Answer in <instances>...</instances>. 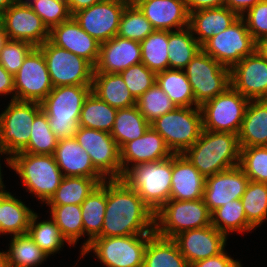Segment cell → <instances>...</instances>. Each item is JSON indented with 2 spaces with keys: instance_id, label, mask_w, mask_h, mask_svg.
I'll use <instances>...</instances> for the list:
<instances>
[{
  "instance_id": "cell-54",
  "label": "cell",
  "mask_w": 267,
  "mask_h": 267,
  "mask_svg": "<svg viewBox=\"0 0 267 267\" xmlns=\"http://www.w3.org/2000/svg\"><path fill=\"white\" fill-rule=\"evenodd\" d=\"M262 0H224V6L235 12L239 17Z\"/></svg>"
},
{
  "instance_id": "cell-16",
  "label": "cell",
  "mask_w": 267,
  "mask_h": 267,
  "mask_svg": "<svg viewBox=\"0 0 267 267\" xmlns=\"http://www.w3.org/2000/svg\"><path fill=\"white\" fill-rule=\"evenodd\" d=\"M8 40L25 41L39 47L49 39L50 30L25 0H17L2 14Z\"/></svg>"
},
{
  "instance_id": "cell-34",
  "label": "cell",
  "mask_w": 267,
  "mask_h": 267,
  "mask_svg": "<svg viewBox=\"0 0 267 267\" xmlns=\"http://www.w3.org/2000/svg\"><path fill=\"white\" fill-rule=\"evenodd\" d=\"M106 179L89 177H63L59 187L46 205H81V203Z\"/></svg>"
},
{
  "instance_id": "cell-36",
  "label": "cell",
  "mask_w": 267,
  "mask_h": 267,
  "mask_svg": "<svg viewBox=\"0 0 267 267\" xmlns=\"http://www.w3.org/2000/svg\"><path fill=\"white\" fill-rule=\"evenodd\" d=\"M157 85L177 107H195L194 93L183 70L167 69L156 74Z\"/></svg>"
},
{
  "instance_id": "cell-27",
  "label": "cell",
  "mask_w": 267,
  "mask_h": 267,
  "mask_svg": "<svg viewBox=\"0 0 267 267\" xmlns=\"http://www.w3.org/2000/svg\"><path fill=\"white\" fill-rule=\"evenodd\" d=\"M238 18L239 16L226 6L201 9L189 13L188 27L202 46L212 36L227 29Z\"/></svg>"
},
{
  "instance_id": "cell-25",
  "label": "cell",
  "mask_w": 267,
  "mask_h": 267,
  "mask_svg": "<svg viewBox=\"0 0 267 267\" xmlns=\"http://www.w3.org/2000/svg\"><path fill=\"white\" fill-rule=\"evenodd\" d=\"M205 179L183 154L172 155L170 199L178 201L202 199Z\"/></svg>"
},
{
  "instance_id": "cell-13",
  "label": "cell",
  "mask_w": 267,
  "mask_h": 267,
  "mask_svg": "<svg viewBox=\"0 0 267 267\" xmlns=\"http://www.w3.org/2000/svg\"><path fill=\"white\" fill-rule=\"evenodd\" d=\"M201 48L220 64L231 69L255 51V41L244 19L239 17L227 29L207 40Z\"/></svg>"
},
{
  "instance_id": "cell-59",
  "label": "cell",
  "mask_w": 267,
  "mask_h": 267,
  "mask_svg": "<svg viewBox=\"0 0 267 267\" xmlns=\"http://www.w3.org/2000/svg\"><path fill=\"white\" fill-rule=\"evenodd\" d=\"M8 41V36L5 32L4 27L2 26L0 28V51L3 48V46L5 45V43Z\"/></svg>"
},
{
  "instance_id": "cell-12",
  "label": "cell",
  "mask_w": 267,
  "mask_h": 267,
  "mask_svg": "<svg viewBox=\"0 0 267 267\" xmlns=\"http://www.w3.org/2000/svg\"><path fill=\"white\" fill-rule=\"evenodd\" d=\"M249 101L230 85L223 93L200 106L203 130L238 135Z\"/></svg>"
},
{
  "instance_id": "cell-15",
  "label": "cell",
  "mask_w": 267,
  "mask_h": 267,
  "mask_svg": "<svg viewBox=\"0 0 267 267\" xmlns=\"http://www.w3.org/2000/svg\"><path fill=\"white\" fill-rule=\"evenodd\" d=\"M15 100L41 103L53 89L43 53L35 47L14 75Z\"/></svg>"
},
{
  "instance_id": "cell-7",
  "label": "cell",
  "mask_w": 267,
  "mask_h": 267,
  "mask_svg": "<svg viewBox=\"0 0 267 267\" xmlns=\"http://www.w3.org/2000/svg\"><path fill=\"white\" fill-rule=\"evenodd\" d=\"M150 126L164 139L173 154H183L203 130L200 107H176L155 119Z\"/></svg>"
},
{
  "instance_id": "cell-44",
  "label": "cell",
  "mask_w": 267,
  "mask_h": 267,
  "mask_svg": "<svg viewBox=\"0 0 267 267\" xmlns=\"http://www.w3.org/2000/svg\"><path fill=\"white\" fill-rule=\"evenodd\" d=\"M31 126L28 146L22 152L54 155L59 139L50 129L47 115L41 111Z\"/></svg>"
},
{
  "instance_id": "cell-40",
  "label": "cell",
  "mask_w": 267,
  "mask_h": 267,
  "mask_svg": "<svg viewBox=\"0 0 267 267\" xmlns=\"http://www.w3.org/2000/svg\"><path fill=\"white\" fill-rule=\"evenodd\" d=\"M211 225L226 236L228 233L250 232L255 228L247 221L240 199L230 201L211 213Z\"/></svg>"
},
{
  "instance_id": "cell-38",
  "label": "cell",
  "mask_w": 267,
  "mask_h": 267,
  "mask_svg": "<svg viewBox=\"0 0 267 267\" xmlns=\"http://www.w3.org/2000/svg\"><path fill=\"white\" fill-rule=\"evenodd\" d=\"M140 46L141 62L148 69L156 74L169 69L167 30H154Z\"/></svg>"
},
{
  "instance_id": "cell-19",
  "label": "cell",
  "mask_w": 267,
  "mask_h": 267,
  "mask_svg": "<svg viewBox=\"0 0 267 267\" xmlns=\"http://www.w3.org/2000/svg\"><path fill=\"white\" fill-rule=\"evenodd\" d=\"M172 239L190 265L218 255L227 242V236L212 225L180 232Z\"/></svg>"
},
{
  "instance_id": "cell-22",
  "label": "cell",
  "mask_w": 267,
  "mask_h": 267,
  "mask_svg": "<svg viewBox=\"0 0 267 267\" xmlns=\"http://www.w3.org/2000/svg\"><path fill=\"white\" fill-rule=\"evenodd\" d=\"M49 40L56 46L96 65L99 57L100 42L83 30L73 17L50 30Z\"/></svg>"
},
{
  "instance_id": "cell-46",
  "label": "cell",
  "mask_w": 267,
  "mask_h": 267,
  "mask_svg": "<svg viewBox=\"0 0 267 267\" xmlns=\"http://www.w3.org/2000/svg\"><path fill=\"white\" fill-rule=\"evenodd\" d=\"M154 30L136 5H127L121 16L117 36L141 42Z\"/></svg>"
},
{
  "instance_id": "cell-9",
  "label": "cell",
  "mask_w": 267,
  "mask_h": 267,
  "mask_svg": "<svg viewBox=\"0 0 267 267\" xmlns=\"http://www.w3.org/2000/svg\"><path fill=\"white\" fill-rule=\"evenodd\" d=\"M153 234L97 237L81 252H94L106 267H143L148 240Z\"/></svg>"
},
{
  "instance_id": "cell-28",
  "label": "cell",
  "mask_w": 267,
  "mask_h": 267,
  "mask_svg": "<svg viewBox=\"0 0 267 267\" xmlns=\"http://www.w3.org/2000/svg\"><path fill=\"white\" fill-rule=\"evenodd\" d=\"M4 188L5 185L0 184V235L27 234L35 212Z\"/></svg>"
},
{
  "instance_id": "cell-29",
  "label": "cell",
  "mask_w": 267,
  "mask_h": 267,
  "mask_svg": "<svg viewBox=\"0 0 267 267\" xmlns=\"http://www.w3.org/2000/svg\"><path fill=\"white\" fill-rule=\"evenodd\" d=\"M240 148L267 146V100H250L238 133Z\"/></svg>"
},
{
  "instance_id": "cell-37",
  "label": "cell",
  "mask_w": 267,
  "mask_h": 267,
  "mask_svg": "<svg viewBox=\"0 0 267 267\" xmlns=\"http://www.w3.org/2000/svg\"><path fill=\"white\" fill-rule=\"evenodd\" d=\"M116 112L117 109L90 92L84 100L79 125L110 133L114 125Z\"/></svg>"
},
{
  "instance_id": "cell-48",
  "label": "cell",
  "mask_w": 267,
  "mask_h": 267,
  "mask_svg": "<svg viewBox=\"0 0 267 267\" xmlns=\"http://www.w3.org/2000/svg\"><path fill=\"white\" fill-rule=\"evenodd\" d=\"M30 8L51 30L54 26L69 20L72 15L66 0H25Z\"/></svg>"
},
{
  "instance_id": "cell-31",
  "label": "cell",
  "mask_w": 267,
  "mask_h": 267,
  "mask_svg": "<svg viewBox=\"0 0 267 267\" xmlns=\"http://www.w3.org/2000/svg\"><path fill=\"white\" fill-rule=\"evenodd\" d=\"M106 210V180L81 203V215L84 235L89 236L81 247L80 253L89 243L101 235Z\"/></svg>"
},
{
  "instance_id": "cell-21",
  "label": "cell",
  "mask_w": 267,
  "mask_h": 267,
  "mask_svg": "<svg viewBox=\"0 0 267 267\" xmlns=\"http://www.w3.org/2000/svg\"><path fill=\"white\" fill-rule=\"evenodd\" d=\"M140 62V42L115 36L100 43L99 57L94 66V73H120Z\"/></svg>"
},
{
  "instance_id": "cell-62",
  "label": "cell",
  "mask_w": 267,
  "mask_h": 267,
  "mask_svg": "<svg viewBox=\"0 0 267 267\" xmlns=\"http://www.w3.org/2000/svg\"><path fill=\"white\" fill-rule=\"evenodd\" d=\"M1 168H2V167H1V164H0V184H3V181H2V179H3V178H2V172H1L2 169H1Z\"/></svg>"
},
{
  "instance_id": "cell-41",
  "label": "cell",
  "mask_w": 267,
  "mask_h": 267,
  "mask_svg": "<svg viewBox=\"0 0 267 267\" xmlns=\"http://www.w3.org/2000/svg\"><path fill=\"white\" fill-rule=\"evenodd\" d=\"M51 219L59 227L68 245H75L84 236L81 205H48Z\"/></svg>"
},
{
  "instance_id": "cell-6",
  "label": "cell",
  "mask_w": 267,
  "mask_h": 267,
  "mask_svg": "<svg viewBox=\"0 0 267 267\" xmlns=\"http://www.w3.org/2000/svg\"><path fill=\"white\" fill-rule=\"evenodd\" d=\"M209 225L211 212L203 198L184 201L170 199L154 213V232L165 238Z\"/></svg>"
},
{
  "instance_id": "cell-52",
  "label": "cell",
  "mask_w": 267,
  "mask_h": 267,
  "mask_svg": "<svg viewBox=\"0 0 267 267\" xmlns=\"http://www.w3.org/2000/svg\"><path fill=\"white\" fill-rule=\"evenodd\" d=\"M190 267H242V265L240 261L234 260L223 250L218 255L191 264Z\"/></svg>"
},
{
  "instance_id": "cell-63",
  "label": "cell",
  "mask_w": 267,
  "mask_h": 267,
  "mask_svg": "<svg viewBox=\"0 0 267 267\" xmlns=\"http://www.w3.org/2000/svg\"><path fill=\"white\" fill-rule=\"evenodd\" d=\"M2 27V14L0 13V28Z\"/></svg>"
},
{
  "instance_id": "cell-33",
  "label": "cell",
  "mask_w": 267,
  "mask_h": 267,
  "mask_svg": "<svg viewBox=\"0 0 267 267\" xmlns=\"http://www.w3.org/2000/svg\"><path fill=\"white\" fill-rule=\"evenodd\" d=\"M149 127L150 123L144 118L135 105L130 108L117 110L110 134L121 149L127 142L143 136Z\"/></svg>"
},
{
  "instance_id": "cell-64",
  "label": "cell",
  "mask_w": 267,
  "mask_h": 267,
  "mask_svg": "<svg viewBox=\"0 0 267 267\" xmlns=\"http://www.w3.org/2000/svg\"><path fill=\"white\" fill-rule=\"evenodd\" d=\"M3 154H4L3 149H2V147L0 146V155H3Z\"/></svg>"
},
{
  "instance_id": "cell-2",
  "label": "cell",
  "mask_w": 267,
  "mask_h": 267,
  "mask_svg": "<svg viewBox=\"0 0 267 267\" xmlns=\"http://www.w3.org/2000/svg\"><path fill=\"white\" fill-rule=\"evenodd\" d=\"M240 150L237 134L202 130L199 139L183 155L206 178L239 166Z\"/></svg>"
},
{
  "instance_id": "cell-51",
  "label": "cell",
  "mask_w": 267,
  "mask_h": 267,
  "mask_svg": "<svg viewBox=\"0 0 267 267\" xmlns=\"http://www.w3.org/2000/svg\"><path fill=\"white\" fill-rule=\"evenodd\" d=\"M241 17L254 41L267 36V0L258 2Z\"/></svg>"
},
{
  "instance_id": "cell-26",
  "label": "cell",
  "mask_w": 267,
  "mask_h": 267,
  "mask_svg": "<svg viewBox=\"0 0 267 267\" xmlns=\"http://www.w3.org/2000/svg\"><path fill=\"white\" fill-rule=\"evenodd\" d=\"M54 158L63 177L106 179L94 167L90 155L80 146L75 138L58 140Z\"/></svg>"
},
{
  "instance_id": "cell-39",
  "label": "cell",
  "mask_w": 267,
  "mask_h": 267,
  "mask_svg": "<svg viewBox=\"0 0 267 267\" xmlns=\"http://www.w3.org/2000/svg\"><path fill=\"white\" fill-rule=\"evenodd\" d=\"M9 245L5 253L10 267H36L48 258L28 233L13 236Z\"/></svg>"
},
{
  "instance_id": "cell-20",
  "label": "cell",
  "mask_w": 267,
  "mask_h": 267,
  "mask_svg": "<svg viewBox=\"0 0 267 267\" xmlns=\"http://www.w3.org/2000/svg\"><path fill=\"white\" fill-rule=\"evenodd\" d=\"M249 181L239 166L206 177L203 200L209 211L241 199Z\"/></svg>"
},
{
  "instance_id": "cell-35",
  "label": "cell",
  "mask_w": 267,
  "mask_h": 267,
  "mask_svg": "<svg viewBox=\"0 0 267 267\" xmlns=\"http://www.w3.org/2000/svg\"><path fill=\"white\" fill-rule=\"evenodd\" d=\"M201 49L189 27L168 31L169 69L183 70Z\"/></svg>"
},
{
  "instance_id": "cell-61",
  "label": "cell",
  "mask_w": 267,
  "mask_h": 267,
  "mask_svg": "<svg viewBox=\"0 0 267 267\" xmlns=\"http://www.w3.org/2000/svg\"><path fill=\"white\" fill-rule=\"evenodd\" d=\"M126 5H136L140 0H118Z\"/></svg>"
},
{
  "instance_id": "cell-58",
  "label": "cell",
  "mask_w": 267,
  "mask_h": 267,
  "mask_svg": "<svg viewBox=\"0 0 267 267\" xmlns=\"http://www.w3.org/2000/svg\"><path fill=\"white\" fill-rule=\"evenodd\" d=\"M17 0H0V13L3 14Z\"/></svg>"
},
{
  "instance_id": "cell-47",
  "label": "cell",
  "mask_w": 267,
  "mask_h": 267,
  "mask_svg": "<svg viewBox=\"0 0 267 267\" xmlns=\"http://www.w3.org/2000/svg\"><path fill=\"white\" fill-rule=\"evenodd\" d=\"M239 167L249 180L267 183V146L241 148Z\"/></svg>"
},
{
  "instance_id": "cell-32",
  "label": "cell",
  "mask_w": 267,
  "mask_h": 267,
  "mask_svg": "<svg viewBox=\"0 0 267 267\" xmlns=\"http://www.w3.org/2000/svg\"><path fill=\"white\" fill-rule=\"evenodd\" d=\"M143 267H190L172 238L154 233L148 240Z\"/></svg>"
},
{
  "instance_id": "cell-17",
  "label": "cell",
  "mask_w": 267,
  "mask_h": 267,
  "mask_svg": "<svg viewBox=\"0 0 267 267\" xmlns=\"http://www.w3.org/2000/svg\"><path fill=\"white\" fill-rule=\"evenodd\" d=\"M126 6L118 0H103L74 13L72 17L90 36L103 43L117 36Z\"/></svg>"
},
{
  "instance_id": "cell-55",
  "label": "cell",
  "mask_w": 267,
  "mask_h": 267,
  "mask_svg": "<svg viewBox=\"0 0 267 267\" xmlns=\"http://www.w3.org/2000/svg\"><path fill=\"white\" fill-rule=\"evenodd\" d=\"M185 4L189 13L215 7L224 6V0H185Z\"/></svg>"
},
{
  "instance_id": "cell-8",
  "label": "cell",
  "mask_w": 267,
  "mask_h": 267,
  "mask_svg": "<svg viewBox=\"0 0 267 267\" xmlns=\"http://www.w3.org/2000/svg\"><path fill=\"white\" fill-rule=\"evenodd\" d=\"M42 111L40 103L10 100L0 114V146L7 161L15 154L22 152L30 139L35 117Z\"/></svg>"
},
{
  "instance_id": "cell-23",
  "label": "cell",
  "mask_w": 267,
  "mask_h": 267,
  "mask_svg": "<svg viewBox=\"0 0 267 267\" xmlns=\"http://www.w3.org/2000/svg\"><path fill=\"white\" fill-rule=\"evenodd\" d=\"M173 153L166 145L163 137L151 126L143 136L127 142L120 149V161L123 174L131 167L171 157Z\"/></svg>"
},
{
  "instance_id": "cell-10",
  "label": "cell",
  "mask_w": 267,
  "mask_h": 267,
  "mask_svg": "<svg viewBox=\"0 0 267 267\" xmlns=\"http://www.w3.org/2000/svg\"><path fill=\"white\" fill-rule=\"evenodd\" d=\"M191 84L195 107L223 93L230 85V68L220 64L202 49L183 69Z\"/></svg>"
},
{
  "instance_id": "cell-45",
  "label": "cell",
  "mask_w": 267,
  "mask_h": 267,
  "mask_svg": "<svg viewBox=\"0 0 267 267\" xmlns=\"http://www.w3.org/2000/svg\"><path fill=\"white\" fill-rule=\"evenodd\" d=\"M136 106L149 123L177 107L157 83L136 100Z\"/></svg>"
},
{
  "instance_id": "cell-43",
  "label": "cell",
  "mask_w": 267,
  "mask_h": 267,
  "mask_svg": "<svg viewBox=\"0 0 267 267\" xmlns=\"http://www.w3.org/2000/svg\"><path fill=\"white\" fill-rule=\"evenodd\" d=\"M247 221L259 227L267 218V183L249 181L241 197Z\"/></svg>"
},
{
  "instance_id": "cell-49",
  "label": "cell",
  "mask_w": 267,
  "mask_h": 267,
  "mask_svg": "<svg viewBox=\"0 0 267 267\" xmlns=\"http://www.w3.org/2000/svg\"><path fill=\"white\" fill-rule=\"evenodd\" d=\"M119 74L136 100L156 83V73L142 62L130 66Z\"/></svg>"
},
{
  "instance_id": "cell-1",
  "label": "cell",
  "mask_w": 267,
  "mask_h": 267,
  "mask_svg": "<svg viewBox=\"0 0 267 267\" xmlns=\"http://www.w3.org/2000/svg\"><path fill=\"white\" fill-rule=\"evenodd\" d=\"M154 212L123 179H106V210L99 237L154 234Z\"/></svg>"
},
{
  "instance_id": "cell-50",
  "label": "cell",
  "mask_w": 267,
  "mask_h": 267,
  "mask_svg": "<svg viewBox=\"0 0 267 267\" xmlns=\"http://www.w3.org/2000/svg\"><path fill=\"white\" fill-rule=\"evenodd\" d=\"M34 48L25 41L8 40L0 51V64L14 76Z\"/></svg>"
},
{
  "instance_id": "cell-42",
  "label": "cell",
  "mask_w": 267,
  "mask_h": 267,
  "mask_svg": "<svg viewBox=\"0 0 267 267\" xmlns=\"http://www.w3.org/2000/svg\"><path fill=\"white\" fill-rule=\"evenodd\" d=\"M38 214L34 213L30 220L28 234L33 241L49 256L58 253L66 243L59 227L50 218L37 222ZM37 222V223H36Z\"/></svg>"
},
{
  "instance_id": "cell-24",
  "label": "cell",
  "mask_w": 267,
  "mask_h": 267,
  "mask_svg": "<svg viewBox=\"0 0 267 267\" xmlns=\"http://www.w3.org/2000/svg\"><path fill=\"white\" fill-rule=\"evenodd\" d=\"M136 6L155 30L175 31L189 25L185 0H140Z\"/></svg>"
},
{
  "instance_id": "cell-53",
  "label": "cell",
  "mask_w": 267,
  "mask_h": 267,
  "mask_svg": "<svg viewBox=\"0 0 267 267\" xmlns=\"http://www.w3.org/2000/svg\"><path fill=\"white\" fill-rule=\"evenodd\" d=\"M13 94L11 100H15L14 76L6 71L0 64V95Z\"/></svg>"
},
{
  "instance_id": "cell-5",
  "label": "cell",
  "mask_w": 267,
  "mask_h": 267,
  "mask_svg": "<svg viewBox=\"0 0 267 267\" xmlns=\"http://www.w3.org/2000/svg\"><path fill=\"white\" fill-rule=\"evenodd\" d=\"M172 156L163 160L139 164L123 174L122 179L156 213L170 200Z\"/></svg>"
},
{
  "instance_id": "cell-60",
  "label": "cell",
  "mask_w": 267,
  "mask_h": 267,
  "mask_svg": "<svg viewBox=\"0 0 267 267\" xmlns=\"http://www.w3.org/2000/svg\"><path fill=\"white\" fill-rule=\"evenodd\" d=\"M0 267H10L5 251H0Z\"/></svg>"
},
{
  "instance_id": "cell-18",
  "label": "cell",
  "mask_w": 267,
  "mask_h": 267,
  "mask_svg": "<svg viewBox=\"0 0 267 267\" xmlns=\"http://www.w3.org/2000/svg\"><path fill=\"white\" fill-rule=\"evenodd\" d=\"M230 82L249 100H267V60L254 51L230 69Z\"/></svg>"
},
{
  "instance_id": "cell-3",
  "label": "cell",
  "mask_w": 267,
  "mask_h": 267,
  "mask_svg": "<svg viewBox=\"0 0 267 267\" xmlns=\"http://www.w3.org/2000/svg\"><path fill=\"white\" fill-rule=\"evenodd\" d=\"M92 85H70L53 87L40 103L47 115L49 127L60 139L75 138L80 127L79 119L85 98Z\"/></svg>"
},
{
  "instance_id": "cell-4",
  "label": "cell",
  "mask_w": 267,
  "mask_h": 267,
  "mask_svg": "<svg viewBox=\"0 0 267 267\" xmlns=\"http://www.w3.org/2000/svg\"><path fill=\"white\" fill-rule=\"evenodd\" d=\"M6 164L21 177L26 191L44 203L55 193L63 178L54 155L20 152Z\"/></svg>"
},
{
  "instance_id": "cell-57",
  "label": "cell",
  "mask_w": 267,
  "mask_h": 267,
  "mask_svg": "<svg viewBox=\"0 0 267 267\" xmlns=\"http://www.w3.org/2000/svg\"><path fill=\"white\" fill-rule=\"evenodd\" d=\"M255 51L267 60V36L255 41Z\"/></svg>"
},
{
  "instance_id": "cell-11",
  "label": "cell",
  "mask_w": 267,
  "mask_h": 267,
  "mask_svg": "<svg viewBox=\"0 0 267 267\" xmlns=\"http://www.w3.org/2000/svg\"><path fill=\"white\" fill-rule=\"evenodd\" d=\"M37 48L43 53L53 87L92 85L94 66L89 61L49 39Z\"/></svg>"
},
{
  "instance_id": "cell-14",
  "label": "cell",
  "mask_w": 267,
  "mask_h": 267,
  "mask_svg": "<svg viewBox=\"0 0 267 267\" xmlns=\"http://www.w3.org/2000/svg\"><path fill=\"white\" fill-rule=\"evenodd\" d=\"M75 139L106 179H122L120 148L109 132L80 126Z\"/></svg>"
},
{
  "instance_id": "cell-56",
  "label": "cell",
  "mask_w": 267,
  "mask_h": 267,
  "mask_svg": "<svg viewBox=\"0 0 267 267\" xmlns=\"http://www.w3.org/2000/svg\"><path fill=\"white\" fill-rule=\"evenodd\" d=\"M68 4L69 11L71 15L74 13L89 8L93 4H97L99 2H102L103 0H66Z\"/></svg>"
},
{
  "instance_id": "cell-30",
  "label": "cell",
  "mask_w": 267,
  "mask_h": 267,
  "mask_svg": "<svg viewBox=\"0 0 267 267\" xmlns=\"http://www.w3.org/2000/svg\"><path fill=\"white\" fill-rule=\"evenodd\" d=\"M91 92L117 110L136 105V99L119 73H94Z\"/></svg>"
}]
</instances>
